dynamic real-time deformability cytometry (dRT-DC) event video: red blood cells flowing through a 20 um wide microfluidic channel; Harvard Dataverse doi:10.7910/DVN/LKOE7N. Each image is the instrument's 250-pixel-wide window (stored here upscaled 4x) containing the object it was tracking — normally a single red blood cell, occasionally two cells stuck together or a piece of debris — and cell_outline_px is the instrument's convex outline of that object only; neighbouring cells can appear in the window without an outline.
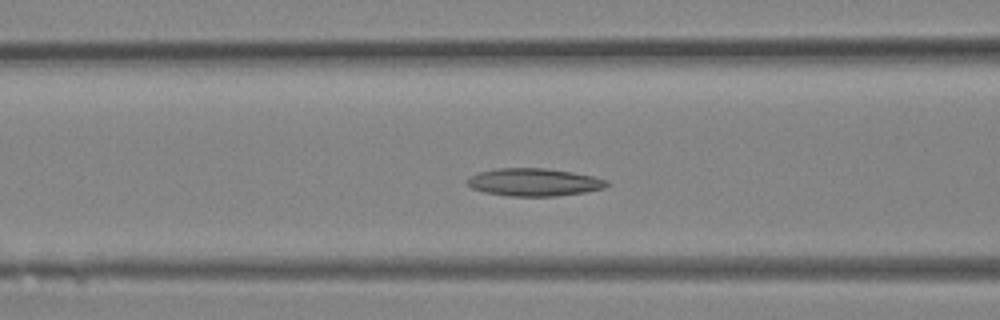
{"species": "Egyptian fruit bat (a non-hibernating species)", "species_latin": "Rousettus aegyptiacus", "temperature_condition": "room temperature", "stored_images_in_passage": 32, "camera_frame_rate_fps": 3000, "um_per_image_px": 0.085, "animal": {"sex": "female"}, "frame": {"image": 1, "passage_image": 11, "time_ms": 3.333, "image_size_px": [1000, 320], "cell_outline_px": [[612, 184], [604, 188], [584, 192], [556, 196], [508, 196], [484, 192], [472, 188], [464, 184], [464, 180], [468, 176], [480, 172], [496, 168], [544, 168], [572, 172], [596, 176], [608, 180]], "centroid_in_image_um": [45.38, 15.48], "position_along_channel_um": 121.2, "area_um2": 22.89}}
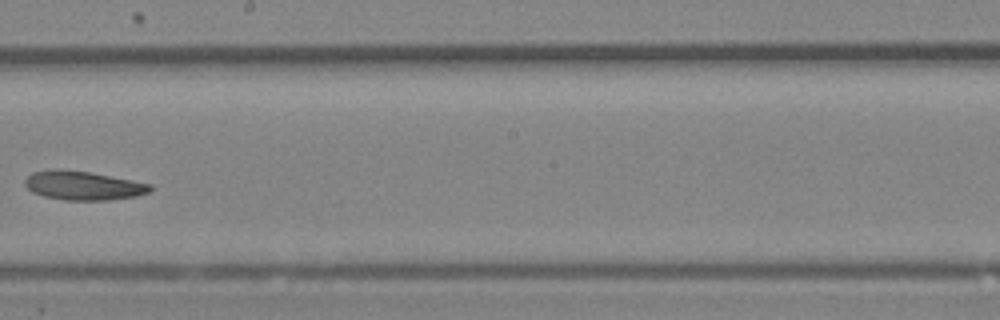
{"frame": {"image": 2, "passage_image": 17, "time_ms": 5.333, "image_size_px": [1000, 320], "cell_outline_px": [[152, 188], [148, 192], [136, 196], [108, 200], [64, 200], [44, 196], [32, 192], [24, 184], [24, 180], [32, 172], [88, 172], [132, 180], [152, 184]], "centroid_in_image_um": [7.12, 15.82], "position_along_channel_um": 241.1, "area_um2": 20.23}}
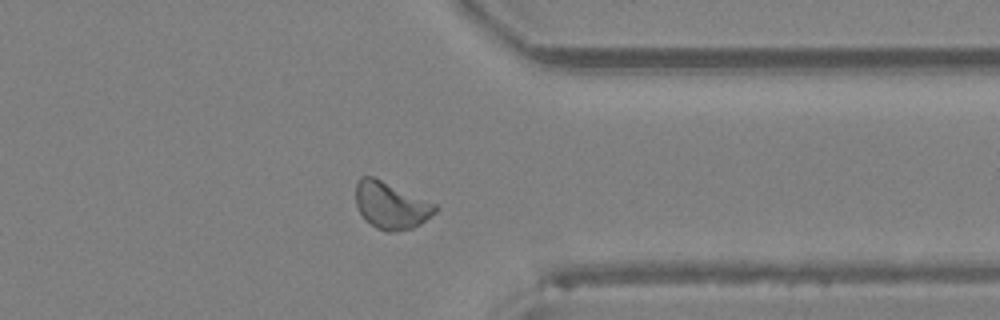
{"frame": {"image": 3, "passage_image": 24, "time_ms": 7.667, "image_size_px": [1000, 320], "cell_outline_px": [[436, 212], [420, 224], [412, 228], [396, 232], [388, 232], [376, 228], [364, 220], [356, 204], [356, 184], [360, 176], [372, 176], [436, 204]], "centroid_in_image_um": [33.2, 17.48], "position_along_channel_um": 378.2, "area_um2": 21.56}}